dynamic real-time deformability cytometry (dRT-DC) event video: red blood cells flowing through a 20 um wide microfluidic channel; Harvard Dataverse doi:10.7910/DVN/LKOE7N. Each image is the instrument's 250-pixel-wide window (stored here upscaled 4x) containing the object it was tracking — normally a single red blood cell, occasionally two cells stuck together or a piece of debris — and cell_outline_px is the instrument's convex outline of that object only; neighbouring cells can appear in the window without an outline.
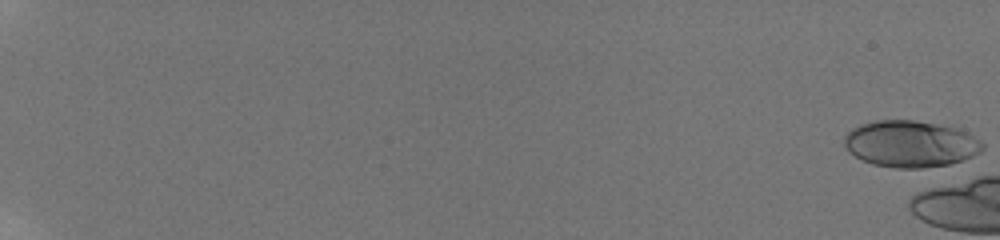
{"species": "human", "species_latin": "Homo sapiens", "temperature_condition": "room temperature", "stored_images_in_passage": 5, "camera_frame_rate_fps": 3000, "um_per_image_px": 0.085, "donor": {"sex": "male"}, "frame": {"image": 1, "passage_image": 1, "time_ms": 0.0, "image_size_px": [1000, 240], "cell_outline_px": [[984, 148], [980, 152], [964, 160], [948, 164], [924, 168], [896, 168], [872, 164], [848, 152], [844, 148], [844, 136], [852, 128], [860, 124], [876, 120], [916, 120], [956, 128], [968, 132], [980, 140], [984, 144]], "centroid_in_image_um": [77.38, 12.23], "position_along_channel_um": 7.6, "area_um2": 37.69}}